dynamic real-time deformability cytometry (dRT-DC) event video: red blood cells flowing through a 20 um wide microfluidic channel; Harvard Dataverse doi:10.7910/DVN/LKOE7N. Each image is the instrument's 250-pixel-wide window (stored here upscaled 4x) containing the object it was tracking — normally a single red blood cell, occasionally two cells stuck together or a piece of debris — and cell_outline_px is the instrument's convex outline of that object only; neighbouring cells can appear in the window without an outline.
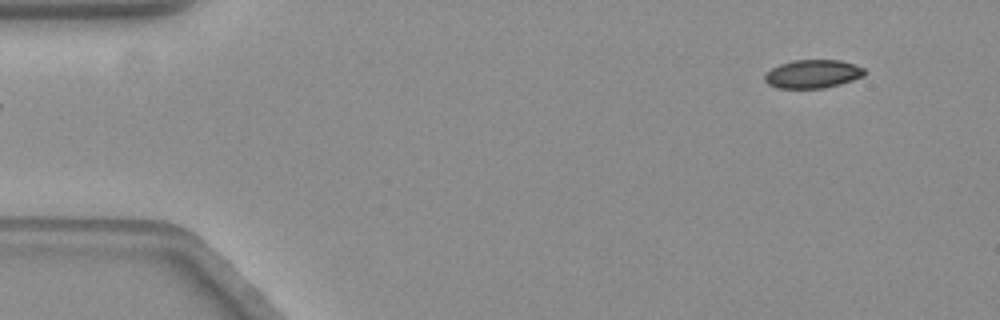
{"species": "common noctule bat (a hibernating species)", "species_latin": "Nyctalus noctula", "temperature_condition": "warm", "stored_images_in_passage": 53, "camera_frame_rate_fps": 3000, "um_per_image_px": 0.085, "animal": {"sex": "female", "body_mass_g": 19.3, "forearm_length_mm": 54.1}, "frame": {"image": 1, "passage_image": 1, "time_ms": 0.0, "image_size_px": [1000, 320], "cell_outline_px": [[864, 76], [840, 84], [824, 88], [776, 88], [768, 84], [764, 80], [764, 72], [780, 64], [792, 60], [840, 60], [864, 68]], "centroid_in_image_um": [69.03, 6.29], "position_along_channel_um": 16.0, "area_um2": 16.53}}
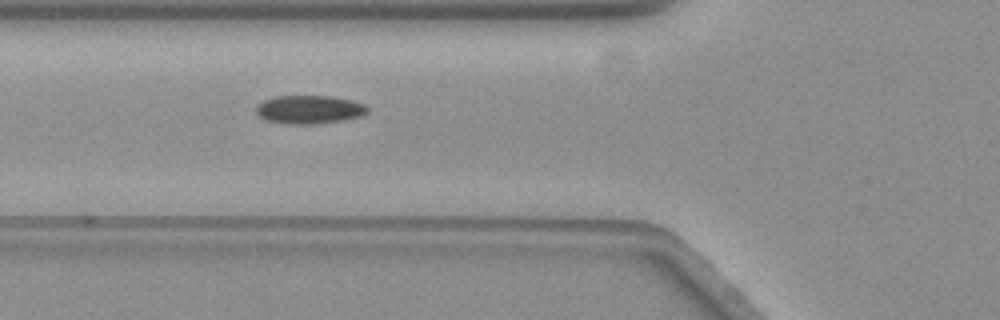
{"frame": {"image": 2, "passage_image": 17, "time_ms": 5.333, "image_size_px": [1000, 320], "cell_outline_px": [[368, 112], [364, 116], [344, 120], [312, 124], [292, 124], [264, 120], [256, 112], [256, 104], [264, 100], [276, 96], [332, 96], [364, 104], [368, 108]], "centroid_in_image_um": [26.29, 9.31], "position_along_channel_um": 99.5, "area_um2": 18.44}}
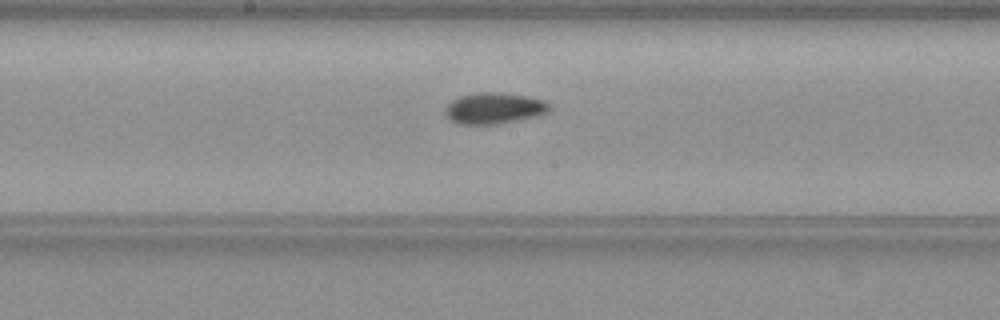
{"frame": {"image": 3, "passage_image": 26, "time_ms": 8.333, "image_size_px": [1000, 320], "cell_outline_px": [[552, 108], [548, 112], [536, 116], [500, 124], [456, 124], [448, 120], [444, 116], [444, 108], [452, 100], [460, 96], [476, 92], [500, 92], [528, 96], [544, 100]], "centroid_in_image_um": [41.96, 9.2], "position_along_channel_um": 206.2, "area_um2": 19.31}}